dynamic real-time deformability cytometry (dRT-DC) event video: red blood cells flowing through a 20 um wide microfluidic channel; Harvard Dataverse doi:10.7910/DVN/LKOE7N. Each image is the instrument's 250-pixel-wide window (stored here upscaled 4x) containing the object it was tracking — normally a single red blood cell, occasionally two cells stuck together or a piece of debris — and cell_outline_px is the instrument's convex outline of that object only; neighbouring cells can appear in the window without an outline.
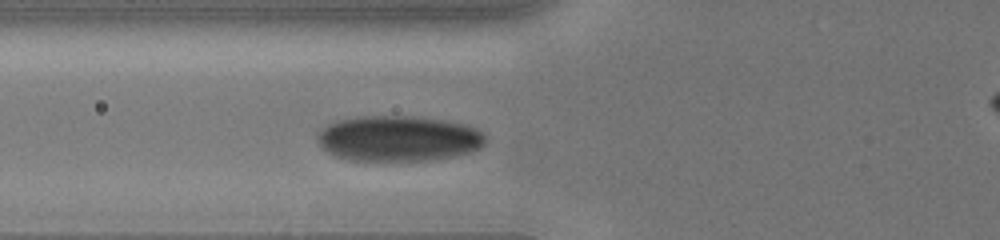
{"species": "human", "species_latin": "Homo sapiens", "temperature_condition": "cold", "stored_images_in_passage": 16, "camera_frame_rate_fps": 3000, "um_per_image_px": 0.085, "donor": {"sex": "male"}, "frame": {"image": 1, "passage_image": 7, "time_ms": 3.667, "image_size_px": [1000, 240], "cell_outline_px": [[488, 140], [480, 148], [456, 156], [428, 160], [348, 160], [336, 156], [328, 152], [316, 140], [316, 132], [328, 124], [336, 120], [360, 116], [416, 116], [444, 120], [464, 124], [476, 128], [484, 132]], "centroid_in_image_um": [33.87, 11.76], "position_along_channel_um": 91.9, "area_um2": 44.97}}
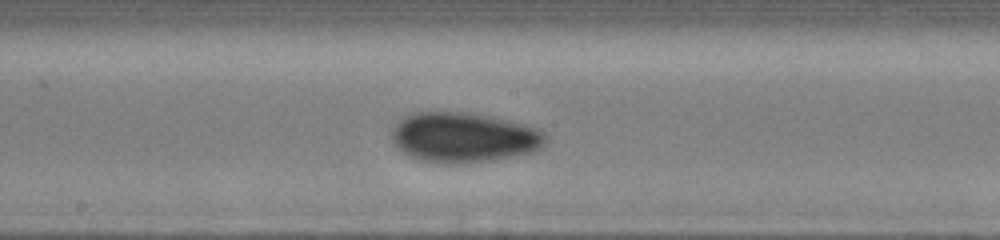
{"frame": {"image": 2, "passage_image": 12, "time_ms": 6.667, "image_size_px": [1000, 240], "cell_outline_px": [[548, 140], [540, 148], [532, 152], [516, 156], [496, 160], [460, 164], [444, 164], [420, 160], [408, 156], [396, 148], [392, 140], [392, 124], [412, 112], [468, 112], [492, 116], [544, 128], [548, 136]], "centroid_in_image_um": [39.45, 11.68], "position_along_channel_um": 208.7, "area_um2": 46.07}}
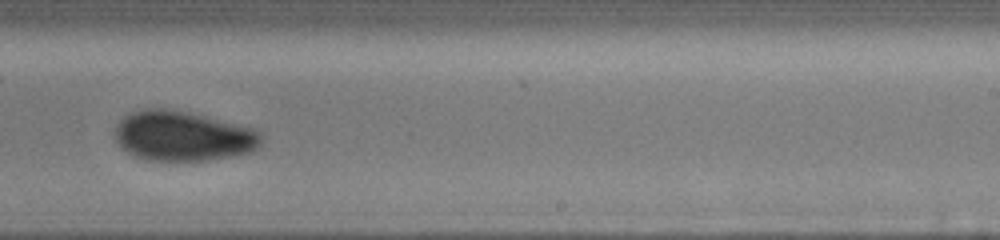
{"frame": {"image": 3, "passage_image": 15, "time_ms": 8.333, "image_size_px": [1000, 240], "cell_outline_px": [[264, 140], [252, 152], [232, 156], [208, 160], [148, 160], [136, 156], [120, 148], [112, 132], [120, 120], [128, 112], [148, 108], [168, 108], [188, 112], [256, 128], [264, 136]], "centroid_in_image_um": [15.55, 11.55], "position_along_channel_um": 273.5, "area_um2": 43.06}}